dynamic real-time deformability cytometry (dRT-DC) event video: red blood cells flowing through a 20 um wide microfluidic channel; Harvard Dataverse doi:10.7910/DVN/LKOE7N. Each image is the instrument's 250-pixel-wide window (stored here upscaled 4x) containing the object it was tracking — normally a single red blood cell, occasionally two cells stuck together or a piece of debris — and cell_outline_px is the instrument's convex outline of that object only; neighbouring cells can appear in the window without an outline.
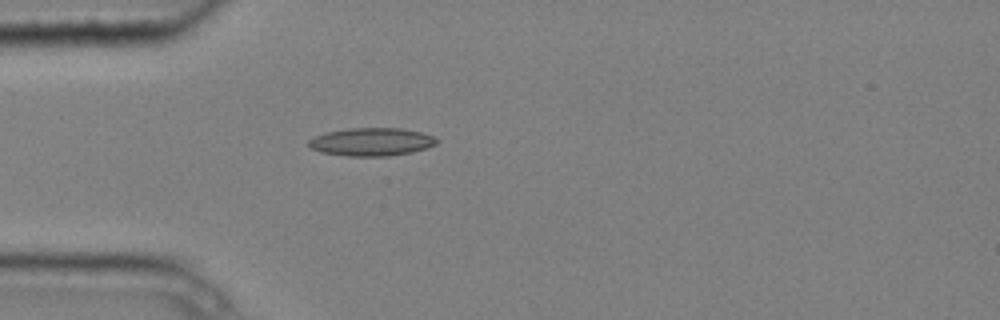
{"species": "common noctule bat (a hibernating species)", "species_latin": "Nyctalus noctula", "temperature_condition": "cold", "stored_images_in_passage": 4, "camera_frame_rate_fps": 3000, "um_per_image_px": 0.085, "animal": {"sex": "male", "body_mass_g": 20.4}, "frame": {"image": 1, "passage_image": 4, "time_ms": 1.0, "image_size_px": [1000, 320], "cell_outline_px": [[440, 140], [436, 144], [428, 148], [412, 152], [388, 156], [348, 156], [320, 152], [312, 148], [308, 144], [308, 140], [316, 136], [328, 132], [352, 128], [400, 128], [420, 132], [432, 136]], "centroid_in_image_um": [31.61, 12.06], "position_along_channel_um": 53.4, "area_um2": 20.81}}